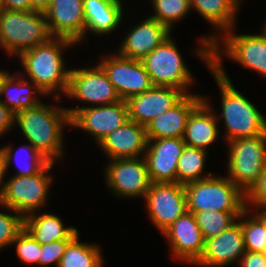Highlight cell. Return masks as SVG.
<instances>
[{
  "label": "cell",
  "instance_id": "d6986e66",
  "mask_svg": "<svg viewBox=\"0 0 266 267\" xmlns=\"http://www.w3.org/2000/svg\"><path fill=\"white\" fill-rule=\"evenodd\" d=\"M246 252L241 223L237 220L219 235L205 240L204 251L195 267H226L238 265Z\"/></svg>",
  "mask_w": 266,
  "mask_h": 267
},
{
  "label": "cell",
  "instance_id": "ab89813d",
  "mask_svg": "<svg viewBox=\"0 0 266 267\" xmlns=\"http://www.w3.org/2000/svg\"><path fill=\"white\" fill-rule=\"evenodd\" d=\"M0 9L11 11H32L31 0H1Z\"/></svg>",
  "mask_w": 266,
  "mask_h": 267
},
{
  "label": "cell",
  "instance_id": "836d02e7",
  "mask_svg": "<svg viewBox=\"0 0 266 267\" xmlns=\"http://www.w3.org/2000/svg\"><path fill=\"white\" fill-rule=\"evenodd\" d=\"M0 252L9 249L17 235L24 229V217L0 204Z\"/></svg>",
  "mask_w": 266,
  "mask_h": 267
},
{
  "label": "cell",
  "instance_id": "277c9868",
  "mask_svg": "<svg viewBox=\"0 0 266 267\" xmlns=\"http://www.w3.org/2000/svg\"><path fill=\"white\" fill-rule=\"evenodd\" d=\"M51 37L44 12L0 9V49L9 58H16Z\"/></svg>",
  "mask_w": 266,
  "mask_h": 267
},
{
  "label": "cell",
  "instance_id": "7c38bea8",
  "mask_svg": "<svg viewBox=\"0 0 266 267\" xmlns=\"http://www.w3.org/2000/svg\"><path fill=\"white\" fill-rule=\"evenodd\" d=\"M102 167L105 187L114 197L144 199L151 185L144 156L108 160Z\"/></svg>",
  "mask_w": 266,
  "mask_h": 267
},
{
  "label": "cell",
  "instance_id": "8fae6325",
  "mask_svg": "<svg viewBox=\"0 0 266 267\" xmlns=\"http://www.w3.org/2000/svg\"><path fill=\"white\" fill-rule=\"evenodd\" d=\"M242 6L237 0H190L191 12L197 11L201 19L211 27L210 33L198 38V44L191 52L202 61L207 70L211 68L212 44L223 33L237 25V16Z\"/></svg>",
  "mask_w": 266,
  "mask_h": 267
},
{
  "label": "cell",
  "instance_id": "30bf717a",
  "mask_svg": "<svg viewBox=\"0 0 266 267\" xmlns=\"http://www.w3.org/2000/svg\"><path fill=\"white\" fill-rule=\"evenodd\" d=\"M175 41L171 35L141 62L154 86H170L190 94L196 79Z\"/></svg>",
  "mask_w": 266,
  "mask_h": 267
},
{
  "label": "cell",
  "instance_id": "7402d4cb",
  "mask_svg": "<svg viewBox=\"0 0 266 267\" xmlns=\"http://www.w3.org/2000/svg\"><path fill=\"white\" fill-rule=\"evenodd\" d=\"M148 145L146 127L132 120L105 136L97 145L107 160L145 155Z\"/></svg>",
  "mask_w": 266,
  "mask_h": 267
},
{
  "label": "cell",
  "instance_id": "4dcf8cb0",
  "mask_svg": "<svg viewBox=\"0 0 266 267\" xmlns=\"http://www.w3.org/2000/svg\"><path fill=\"white\" fill-rule=\"evenodd\" d=\"M150 18L167 26L172 32L177 23L190 15V0H152Z\"/></svg>",
  "mask_w": 266,
  "mask_h": 267
},
{
  "label": "cell",
  "instance_id": "cb8c5ba5",
  "mask_svg": "<svg viewBox=\"0 0 266 267\" xmlns=\"http://www.w3.org/2000/svg\"><path fill=\"white\" fill-rule=\"evenodd\" d=\"M203 101V95L186 94L171 109L155 117L147 126L148 139L183 138L191 112Z\"/></svg>",
  "mask_w": 266,
  "mask_h": 267
},
{
  "label": "cell",
  "instance_id": "9c48e42d",
  "mask_svg": "<svg viewBox=\"0 0 266 267\" xmlns=\"http://www.w3.org/2000/svg\"><path fill=\"white\" fill-rule=\"evenodd\" d=\"M84 67H72L66 98L78 101L75 107H66L70 118L82 108L116 103L121 100L113 84L108 79L102 67L95 65H83ZM89 66V67H88ZM81 103H83L81 105Z\"/></svg>",
  "mask_w": 266,
  "mask_h": 267
},
{
  "label": "cell",
  "instance_id": "bcb514c9",
  "mask_svg": "<svg viewBox=\"0 0 266 267\" xmlns=\"http://www.w3.org/2000/svg\"><path fill=\"white\" fill-rule=\"evenodd\" d=\"M237 1L242 5L245 0H237Z\"/></svg>",
  "mask_w": 266,
  "mask_h": 267
},
{
  "label": "cell",
  "instance_id": "b9f144b4",
  "mask_svg": "<svg viewBox=\"0 0 266 267\" xmlns=\"http://www.w3.org/2000/svg\"><path fill=\"white\" fill-rule=\"evenodd\" d=\"M51 1L52 0H31V6L36 11L44 12L51 4Z\"/></svg>",
  "mask_w": 266,
  "mask_h": 267
},
{
  "label": "cell",
  "instance_id": "ba28073f",
  "mask_svg": "<svg viewBox=\"0 0 266 267\" xmlns=\"http://www.w3.org/2000/svg\"><path fill=\"white\" fill-rule=\"evenodd\" d=\"M223 145L228 149L225 175L246 194L266 167V133Z\"/></svg>",
  "mask_w": 266,
  "mask_h": 267
},
{
  "label": "cell",
  "instance_id": "d590c367",
  "mask_svg": "<svg viewBox=\"0 0 266 267\" xmlns=\"http://www.w3.org/2000/svg\"><path fill=\"white\" fill-rule=\"evenodd\" d=\"M73 239H61L51 243L41 245L39 257V267H51L52 264L58 267L62 255L65 253L67 245Z\"/></svg>",
  "mask_w": 266,
  "mask_h": 267
},
{
  "label": "cell",
  "instance_id": "f1b7e54d",
  "mask_svg": "<svg viewBox=\"0 0 266 267\" xmlns=\"http://www.w3.org/2000/svg\"><path fill=\"white\" fill-rule=\"evenodd\" d=\"M78 234L66 247L58 267H105L101 246L80 241Z\"/></svg>",
  "mask_w": 266,
  "mask_h": 267
},
{
  "label": "cell",
  "instance_id": "e575fe53",
  "mask_svg": "<svg viewBox=\"0 0 266 267\" xmlns=\"http://www.w3.org/2000/svg\"><path fill=\"white\" fill-rule=\"evenodd\" d=\"M16 257L22 264L39 267L41 244L38 243L25 229H23L12 242ZM15 246V247H14Z\"/></svg>",
  "mask_w": 266,
  "mask_h": 267
},
{
  "label": "cell",
  "instance_id": "2e32d148",
  "mask_svg": "<svg viewBox=\"0 0 266 267\" xmlns=\"http://www.w3.org/2000/svg\"><path fill=\"white\" fill-rule=\"evenodd\" d=\"M163 238L170 247V257L179 263L194 265L204 251L205 240L195 216L190 211L184 212L163 233Z\"/></svg>",
  "mask_w": 266,
  "mask_h": 267
},
{
  "label": "cell",
  "instance_id": "e0dca14e",
  "mask_svg": "<svg viewBox=\"0 0 266 267\" xmlns=\"http://www.w3.org/2000/svg\"><path fill=\"white\" fill-rule=\"evenodd\" d=\"M134 24L125 31L116 48L120 56L134 60H142L174 33L149 16Z\"/></svg>",
  "mask_w": 266,
  "mask_h": 267
},
{
  "label": "cell",
  "instance_id": "5bb4252c",
  "mask_svg": "<svg viewBox=\"0 0 266 267\" xmlns=\"http://www.w3.org/2000/svg\"><path fill=\"white\" fill-rule=\"evenodd\" d=\"M143 201L153 227L161 234L187 211L184 185L177 182L151 183Z\"/></svg>",
  "mask_w": 266,
  "mask_h": 267
},
{
  "label": "cell",
  "instance_id": "4fadbf2b",
  "mask_svg": "<svg viewBox=\"0 0 266 267\" xmlns=\"http://www.w3.org/2000/svg\"><path fill=\"white\" fill-rule=\"evenodd\" d=\"M98 64L106 73L121 100L142 94L154 85L141 60L120 56L117 52L100 54Z\"/></svg>",
  "mask_w": 266,
  "mask_h": 267
},
{
  "label": "cell",
  "instance_id": "f35d334b",
  "mask_svg": "<svg viewBox=\"0 0 266 267\" xmlns=\"http://www.w3.org/2000/svg\"><path fill=\"white\" fill-rule=\"evenodd\" d=\"M237 266L266 267V255L262 252L246 251Z\"/></svg>",
  "mask_w": 266,
  "mask_h": 267
},
{
  "label": "cell",
  "instance_id": "52a82bcc",
  "mask_svg": "<svg viewBox=\"0 0 266 267\" xmlns=\"http://www.w3.org/2000/svg\"><path fill=\"white\" fill-rule=\"evenodd\" d=\"M235 27L212 44L211 62H222L227 58L266 80V36L260 31L257 34H237Z\"/></svg>",
  "mask_w": 266,
  "mask_h": 267
},
{
  "label": "cell",
  "instance_id": "7dc6e473",
  "mask_svg": "<svg viewBox=\"0 0 266 267\" xmlns=\"http://www.w3.org/2000/svg\"><path fill=\"white\" fill-rule=\"evenodd\" d=\"M263 253L266 255V245H265V249H264Z\"/></svg>",
  "mask_w": 266,
  "mask_h": 267
},
{
  "label": "cell",
  "instance_id": "44dd1931",
  "mask_svg": "<svg viewBox=\"0 0 266 267\" xmlns=\"http://www.w3.org/2000/svg\"><path fill=\"white\" fill-rule=\"evenodd\" d=\"M184 147L183 138L148 139L144 158L151 183L177 182V163Z\"/></svg>",
  "mask_w": 266,
  "mask_h": 267
},
{
  "label": "cell",
  "instance_id": "3957f363",
  "mask_svg": "<svg viewBox=\"0 0 266 267\" xmlns=\"http://www.w3.org/2000/svg\"><path fill=\"white\" fill-rule=\"evenodd\" d=\"M75 46L77 44L71 40L51 37L45 43L21 52L16 58L22 69L16 71L34 82L47 97L62 99L71 70L65 62L64 53Z\"/></svg>",
  "mask_w": 266,
  "mask_h": 267
},
{
  "label": "cell",
  "instance_id": "9a60e30c",
  "mask_svg": "<svg viewBox=\"0 0 266 267\" xmlns=\"http://www.w3.org/2000/svg\"><path fill=\"white\" fill-rule=\"evenodd\" d=\"M128 118V108L125 100L116 103L90 106L79 109L70 118V128L90 135L96 146L100 141L122 126Z\"/></svg>",
  "mask_w": 266,
  "mask_h": 267
},
{
  "label": "cell",
  "instance_id": "83f0119b",
  "mask_svg": "<svg viewBox=\"0 0 266 267\" xmlns=\"http://www.w3.org/2000/svg\"><path fill=\"white\" fill-rule=\"evenodd\" d=\"M14 146L13 143L1 146L5 154L7 175L13 165L18 171L10 175L31 176L39 173L49 163L29 142L20 144L18 148Z\"/></svg>",
  "mask_w": 266,
  "mask_h": 267
},
{
  "label": "cell",
  "instance_id": "74e56055",
  "mask_svg": "<svg viewBox=\"0 0 266 267\" xmlns=\"http://www.w3.org/2000/svg\"><path fill=\"white\" fill-rule=\"evenodd\" d=\"M15 129V114L0 100V139Z\"/></svg>",
  "mask_w": 266,
  "mask_h": 267
},
{
  "label": "cell",
  "instance_id": "7a4b0ae2",
  "mask_svg": "<svg viewBox=\"0 0 266 267\" xmlns=\"http://www.w3.org/2000/svg\"><path fill=\"white\" fill-rule=\"evenodd\" d=\"M51 100L56 103L43 101L34 108L17 113L15 128L20 130L18 132L24 136L23 140L29 142L49 162L63 164L62 159L67 154L64 130L71 127L70 116L66 107L59 105L64 99L52 97Z\"/></svg>",
  "mask_w": 266,
  "mask_h": 267
},
{
  "label": "cell",
  "instance_id": "484cf974",
  "mask_svg": "<svg viewBox=\"0 0 266 267\" xmlns=\"http://www.w3.org/2000/svg\"><path fill=\"white\" fill-rule=\"evenodd\" d=\"M219 125L213 109L203 100L188 118L183 141L186 145L209 151L208 148L222 137Z\"/></svg>",
  "mask_w": 266,
  "mask_h": 267
},
{
  "label": "cell",
  "instance_id": "603a6c76",
  "mask_svg": "<svg viewBox=\"0 0 266 267\" xmlns=\"http://www.w3.org/2000/svg\"><path fill=\"white\" fill-rule=\"evenodd\" d=\"M85 14V42L88 35L111 36L125 20L126 6L122 0H83ZM124 7V8H123ZM125 14V15H124ZM90 33V34H89Z\"/></svg>",
  "mask_w": 266,
  "mask_h": 267
},
{
  "label": "cell",
  "instance_id": "f6af8a7d",
  "mask_svg": "<svg viewBox=\"0 0 266 267\" xmlns=\"http://www.w3.org/2000/svg\"><path fill=\"white\" fill-rule=\"evenodd\" d=\"M264 21H265V22H263L260 31L266 36V18H265Z\"/></svg>",
  "mask_w": 266,
  "mask_h": 267
},
{
  "label": "cell",
  "instance_id": "1f68e13d",
  "mask_svg": "<svg viewBox=\"0 0 266 267\" xmlns=\"http://www.w3.org/2000/svg\"><path fill=\"white\" fill-rule=\"evenodd\" d=\"M244 211H201L193 213L204 240L219 235L233 225Z\"/></svg>",
  "mask_w": 266,
  "mask_h": 267
},
{
  "label": "cell",
  "instance_id": "ffe728a7",
  "mask_svg": "<svg viewBox=\"0 0 266 267\" xmlns=\"http://www.w3.org/2000/svg\"><path fill=\"white\" fill-rule=\"evenodd\" d=\"M186 94L170 86H153L151 89L126 101L129 120L146 127L155 117L177 104Z\"/></svg>",
  "mask_w": 266,
  "mask_h": 267
},
{
  "label": "cell",
  "instance_id": "8992f818",
  "mask_svg": "<svg viewBox=\"0 0 266 267\" xmlns=\"http://www.w3.org/2000/svg\"><path fill=\"white\" fill-rule=\"evenodd\" d=\"M56 163L49 162L39 173L31 176L6 177L0 204L11 208L23 217L44 210L50 197Z\"/></svg>",
  "mask_w": 266,
  "mask_h": 267
},
{
  "label": "cell",
  "instance_id": "8d00e7d4",
  "mask_svg": "<svg viewBox=\"0 0 266 267\" xmlns=\"http://www.w3.org/2000/svg\"><path fill=\"white\" fill-rule=\"evenodd\" d=\"M246 207H266V167L257 182L246 193Z\"/></svg>",
  "mask_w": 266,
  "mask_h": 267
},
{
  "label": "cell",
  "instance_id": "ac0fdd59",
  "mask_svg": "<svg viewBox=\"0 0 266 267\" xmlns=\"http://www.w3.org/2000/svg\"><path fill=\"white\" fill-rule=\"evenodd\" d=\"M44 14L52 37L65 38L77 45L85 43L83 0H52Z\"/></svg>",
  "mask_w": 266,
  "mask_h": 267
},
{
  "label": "cell",
  "instance_id": "d6a6232c",
  "mask_svg": "<svg viewBox=\"0 0 266 267\" xmlns=\"http://www.w3.org/2000/svg\"><path fill=\"white\" fill-rule=\"evenodd\" d=\"M237 220L241 223L245 250L263 253L266 245V228L263 222L249 209Z\"/></svg>",
  "mask_w": 266,
  "mask_h": 267
},
{
  "label": "cell",
  "instance_id": "5b68a950",
  "mask_svg": "<svg viewBox=\"0 0 266 267\" xmlns=\"http://www.w3.org/2000/svg\"><path fill=\"white\" fill-rule=\"evenodd\" d=\"M219 175V176H218ZM211 175L207 178L184 185L187 211H245L246 194L225 174Z\"/></svg>",
  "mask_w": 266,
  "mask_h": 267
},
{
  "label": "cell",
  "instance_id": "ee69618b",
  "mask_svg": "<svg viewBox=\"0 0 266 267\" xmlns=\"http://www.w3.org/2000/svg\"><path fill=\"white\" fill-rule=\"evenodd\" d=\"M9 72L8 69H4L3 68H0V85H1V82L3 80V78L6 76V74Z\"/></svg>",
  "mask_w": 266,
  "mask_h": 267
},
{
  "label": "cell",
  "instance_id": "7bdbcfd3",
  "mask_svg": "<svg viewBox=\"0 0 266 267\" xmlns=\"http://www.w3.org/2000/svg\"><path fill=\"white\" fill-rule=\"evenodd\" d=\"M251 210L265 225L266 228V207H246Z\"/></svg>",
  "mask_w": 266,
  "mask_h": 267
},
{
  "label": "cell",
  "instance_id": "d4e9b609",
  "mask_svg": "<svg viewBox=\"0 0 266 267\" xmlns=\"http://www.w3.org/2000/svg\"><path fill=\"white\" fill-rule=\"evenodd\" d=\"M42 97L48 98L34 82L21 76L16 70L9 71L0 85V100L15 115L41 104L44 101Z\"/></svg>",
  "mask_w": 266,
  "mask_h": 267
},
{
  "label": "cell",
  "instance_id": "4316f807",
  "mask_svg": "<svg viewBox=\"0 0 266 267\" xmlns=\"http://www.w3.org/2000/svg\"><path fill=\"white\" fill-rule=\"evenodd\" d=\"M41 211L24 217V229L41 245L61 239H74L81 233L77 227L65 225L61 216Z\"/></svg>",
  "mask_w": 266,
  "mask_h": 267
},
{
  "label": "cell",
  "instance_id": "60d3db41",
  "mask_svg": "<svg viewBox=\"0 0 266 267\" xmlns=\"http://www.w3.org/2000/svg\"><path fill=\"white\" fill-rule=\"evenodd\" d=\"M6 177H7V172H6L5 154L2 147H0V197L4 189Z\"/></svg>",
  "mask_w": 266,
  "mask_h": 267
},
{
  "label": "cell",
  "instance_id": "f546056e",
  "mask_svg": "<svg viewBox=\"0 0 266 267\" xmlns=\"http://www.w3.org/2000/svg\"><path fill=\"white\" fill-rule=\"evenodd\" d=\"M208 153L207 150L185 144L177 163V183L185 185L213 175L211 171H206Z\"/></svg>",
  "mask_w": 266,
  "mask_h": 267
},
{
  "label": "cell",
  "instance_id": "6da1fadb",
  "mask_svg": "<svg viewBox=\"0 0 266 267\" xmlns=\"http://www.w3.org/2000/svg\"><path fill=\"white\" fill-rule=\"evenodd\" d=\"M219 87L220 112L211 105L210 98L203 94V100L213 109L217 121L223 124L222 141L227 143L233 139L251 138L266 133V115L254 102L237 90L224 68V62H211L208 70ZM224 134V135H223Z\"/></svg>",
  "mask_w": 266,
  "mask_h": 267
}]
</instances>
